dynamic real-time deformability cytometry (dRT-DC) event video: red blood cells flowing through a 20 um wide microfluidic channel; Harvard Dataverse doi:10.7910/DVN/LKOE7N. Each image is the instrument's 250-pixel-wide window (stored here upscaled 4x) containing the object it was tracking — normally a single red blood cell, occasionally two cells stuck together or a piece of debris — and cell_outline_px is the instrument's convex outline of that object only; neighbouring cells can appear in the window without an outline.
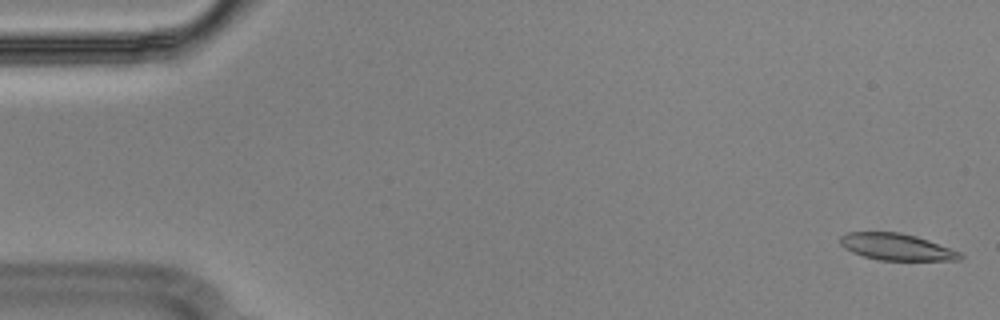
{"species": "Egyptian fruit bat (a non-hibernating species)", "species_latin": "Rousettus aegyptiacus", "temperature_condition": "cold", "stored_images_in_passage": 55, "camera_frame_rate_fps": 3000, "um_per_image_px": 0.085, "animal": {"sex": "male"}, "frame": {"image": 1, "passage_image": 1, "time_ms": 0.0, "image_size_px": [1000, 320], "cell_outline_px": [[964, 256], [960, 260], [880, 260], [864, 256], [852, 252], [844, 248], [840, 244], [840, 236], [844, 232], [900, 232], [916, 236], [928, 240], [960, 252]], "centroid_in_image_um": [76.18, 20.98], "position_along_channel_um": 8.8, "area_um2": 18.61}}
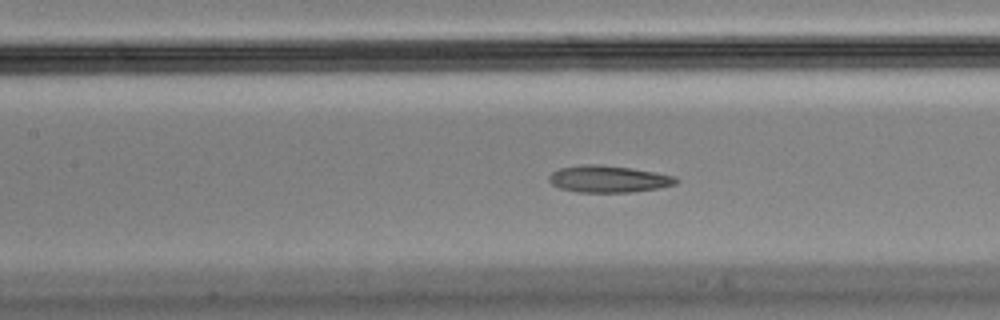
{"frame": {"image": 2, "passage_image": 24, "time_ms": 7.667, "image_size_px": [1000, 320], "cell_outline_px": [[680, 180], [676, 184], [656, 188], [632, 192], [580, 192], [560, 188], [552, 184], [548, 180], [548, 176], [552, 172], [560, 168], [584, 164], [596, 164], [632, 168], [676, 176]], "centroid_in_image_um": [51.72, 15.21], "position_along_channel_um": 155.7, "area_um2": 19.83}}
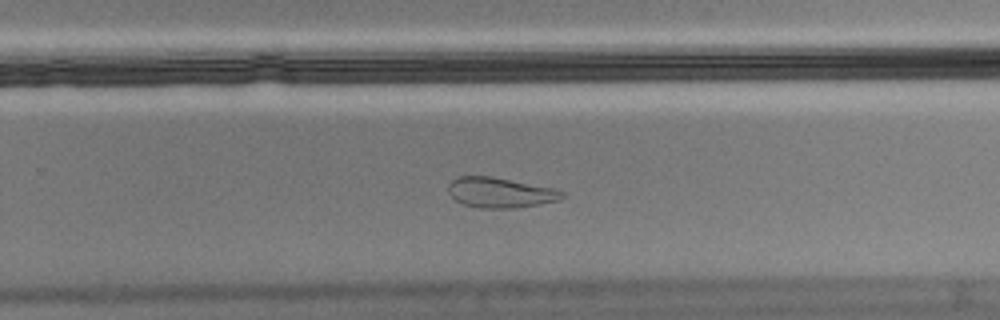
{"frame": {"image": 3, "passage_image": 35, "time_ms": 11.333, "image_size_px": [1000, 320], "cell_outline_px": [[564, 196], [560, 200], [516, 208], [480, 208], [464, 204], [456, 200], [448, 192], [448, 184], [456, 176], [492, 176], [556, 188], [564, 192]], "centroid_in_image_um": [42.53, 16.36], "position_along_channel_um": 287.3, "area_um2": 20.17}, "authors_computed_cell_mechanics": {"area_um2": 20.1722, "velocity_mm_per_s": 3.602, "shape_relaxation_time_tau1_ms": null, "shape_relaxation_time_tau2_ms": 3.1202, "deformation_change_tau1": null, "deformation_change_tau2": 0.0973}}